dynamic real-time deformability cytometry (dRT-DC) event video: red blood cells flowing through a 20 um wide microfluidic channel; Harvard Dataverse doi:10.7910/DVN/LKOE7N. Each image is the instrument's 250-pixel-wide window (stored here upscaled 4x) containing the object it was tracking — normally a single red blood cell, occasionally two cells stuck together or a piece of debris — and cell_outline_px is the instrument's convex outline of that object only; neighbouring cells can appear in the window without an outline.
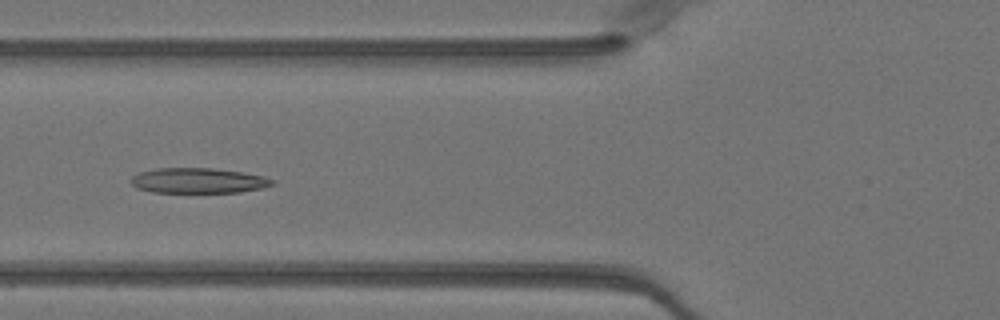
{"species": "Egyptian fruit bat (a non-hibernating species)", "species_latin": "Rousettus aegyptiacus", "temperature_condition": "warm", "stored_images_in_passage": 51, "camera_frame_rate_fps": 3000, "um_per_image_px": 0.085, "animal": {"sex": "female"}, "frame": {"image": 1, "passage_image": 20, "time_ms": 6.333, "image_size_px": [1000, 320], "cell_outline_px": [[276, 184], [260, 188], [240, 192], [152, 192], [136, 188], [128, 180], [132, 176], [140, 172], [156, 168], [212, 168], [244, 172], [264, 176], [276, 180]], "centroid_in_image_um": [16.86, 15.34], "position_along_channel_um": 108.9, "area_um2": 20.92}}
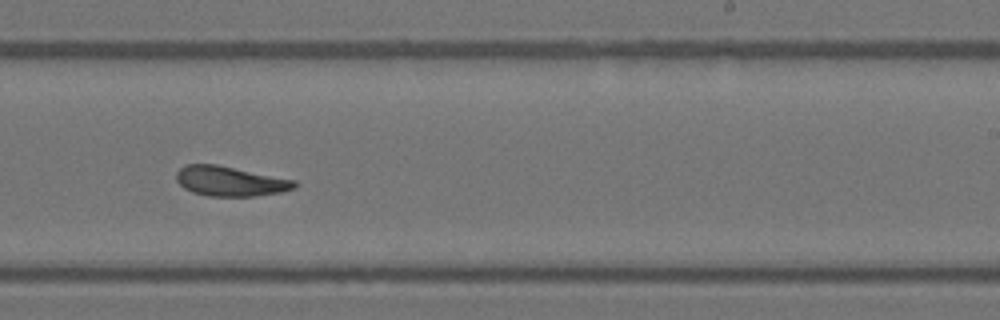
{"frame": {"image": 2, "passage_image": 32, "time_ms": 10.333, "image_size_px": [1000, 320], "cell_outline_px": [[296, 188], [280, 192], [252, 196], [208, 196], [192, 192], [184, 188], [176, 180], [176, 172], [184, 164], [216, 164], [296, 180]], "centroid_in_image_um": [19.54, 15.39], "position_along_channel_um": 269.5, "area_um2": 20.52}}
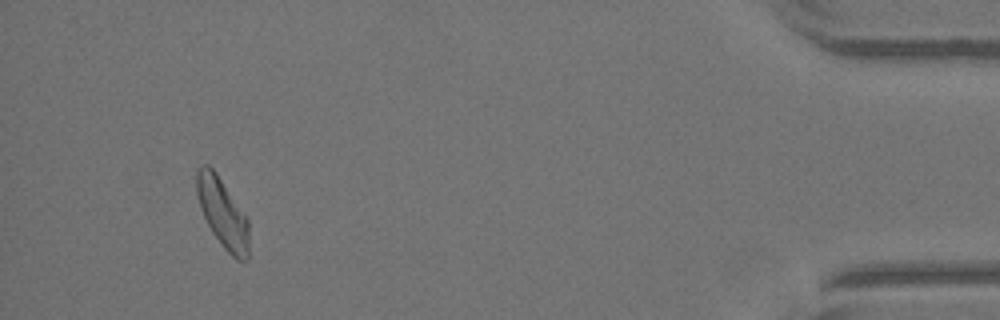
{"frame": {"image": 3, "passage_image": 48, "time_ms": 15.667, "image_size_px": [1000, 320], "cell_outline_px": [[248, 260], [236, 260], [224, 248], [212, 232], [200, 208], [196, 192], [196, 168], [200, 164], [208, 164], [216, 172], [248, 216]], "centroid_in_image_um": [18.92, 18.06], "position_along_channel_um": 416.3, "area_um2": 21.39}, "authors_computed_cell_mechanics": {"area_um2": 21.0392, "velocity_mm_per_s": 4.023, "shape_relaxation_time_tau1_ms": 6.0718, "shape_relaxation_time_tau2_ms": 3.2384, "deformation_change_tau1": 0.1835, "deformation_change_tau2": 0.1101}}